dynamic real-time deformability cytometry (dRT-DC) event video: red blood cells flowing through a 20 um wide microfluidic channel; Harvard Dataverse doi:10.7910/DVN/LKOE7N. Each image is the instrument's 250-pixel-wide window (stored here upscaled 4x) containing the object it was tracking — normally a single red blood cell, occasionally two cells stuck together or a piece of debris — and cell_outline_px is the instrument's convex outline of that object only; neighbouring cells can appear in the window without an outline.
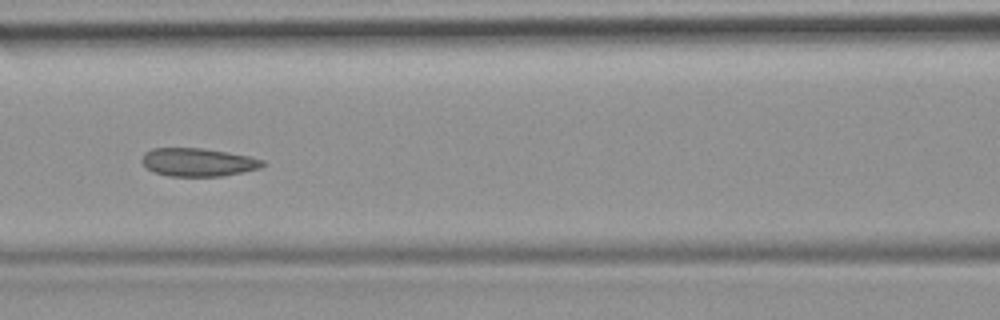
{"species": "common noctule bat (a hibernating species)", "species_latin": "Nyctalus noctula", "temperature_condition": "room temperature", "stored_images_in_passage": 48, "camera_frame_rate_fps": 3000, "um_per_image_px": 0.085, "animal": {"sex": "female", "body_mass_g": 19.9}, "frame": {"image": 1, "passage_image": 21, "time_ms": 6.667, "image_size_px": [1000, 320], "cell_outline_px": [[264, 164], [260, 168], [244, 172], [224, 176], [168, 176], [152, 172], [140, 160], [144, 152], [152, 148], [204, 148], [228, 152], [248, 156], [264, 160]], "centroid_in_image_um": [16.81, 13.79], "position_along_channel_um": 149.8, "area_um2": 20.0}}